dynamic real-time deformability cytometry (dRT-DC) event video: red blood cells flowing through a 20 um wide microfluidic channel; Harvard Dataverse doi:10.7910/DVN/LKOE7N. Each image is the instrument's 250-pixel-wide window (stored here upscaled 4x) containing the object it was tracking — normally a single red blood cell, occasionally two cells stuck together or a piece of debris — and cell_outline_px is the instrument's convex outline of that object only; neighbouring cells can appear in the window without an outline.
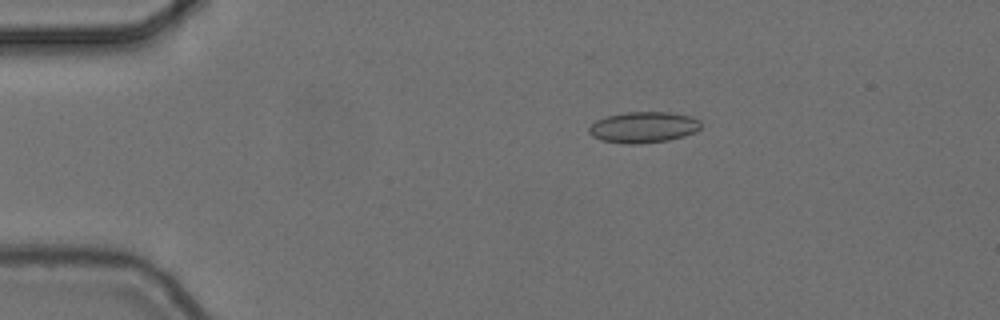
{"species": "common noctule bat (a hibernating species)", "species_latin": "Nyctalus noctula", "temperature_condition": "cold", "stored_images_in_passage": 8, "camera_frame_rate_fps": 3000, "um_per_image_px": 0.085, "animal": {"sex": "female", "body_mass_g": 24.6, "forearm_length_mm": 56.2}, "frame": {"image": 1, "passage_image": 3, "time_ms": 0.667, "image_size_px": [1000, 320], "cell_outline_px": [[700, 128], [696, 132], [684, 136], [668, 140], [636, 144], [628, 144], [600, 140], [592, 136], [588, 132], [588, 128], [596, 120], [608, 116], [628, 112], [668, 112], [692, 116], [700, 120]], "centroid_in_image_um": [54.7, 10.82], "position_along_channel_um": 30.3, "area_um2": 20.23}}
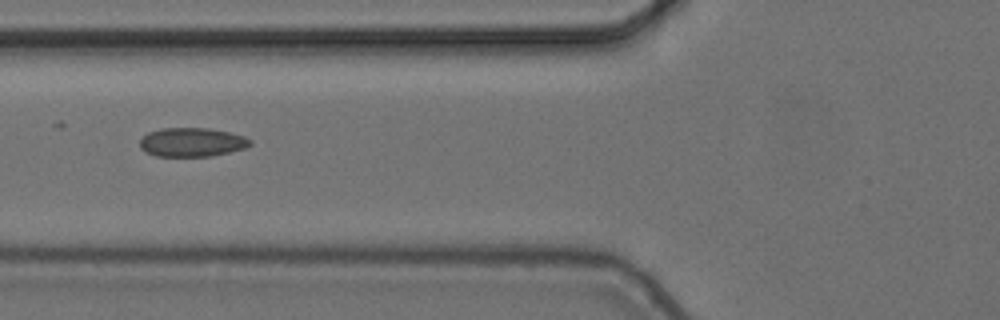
{"frame": {"image": 2, "passage_image": 6, "time_ms": 1.667, "image_size_px": [1000, 320], "cell_outline_px": [[252, 144], [244, 148], [212, 156], [156, 156], [144, 152], [140, 148], [140, 140], [148, 132], [160, 128], [208, 128], [228, 132], [244, 136], [252, 140]], "centroid_in_image_um": [16.29, 12.09], "position_along_channel_um": 109.5, "area_um2": 18.61}}
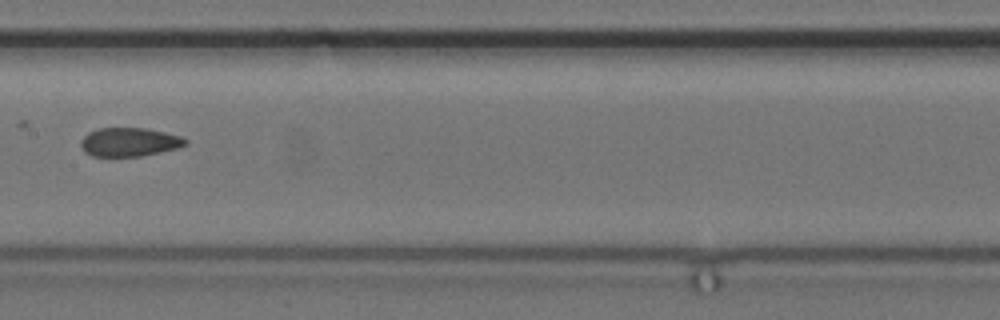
{"frame": {"image": 3, "passage_image": 8, "time_ms": 2.333, "image_size_px": [1000, 320], "cell_outline_px": [[188, 144], [180, 148], [140, 156], [92, 156], [84, 152], [80, 144], [80, 140], [88, 132], [100, 128], [148, 128], [180, 136], [188, 140]], "centroid_in_image_um": [11.0, 12.07], "position_along_channel_um": 196.4, "area_um2": 17.63}}